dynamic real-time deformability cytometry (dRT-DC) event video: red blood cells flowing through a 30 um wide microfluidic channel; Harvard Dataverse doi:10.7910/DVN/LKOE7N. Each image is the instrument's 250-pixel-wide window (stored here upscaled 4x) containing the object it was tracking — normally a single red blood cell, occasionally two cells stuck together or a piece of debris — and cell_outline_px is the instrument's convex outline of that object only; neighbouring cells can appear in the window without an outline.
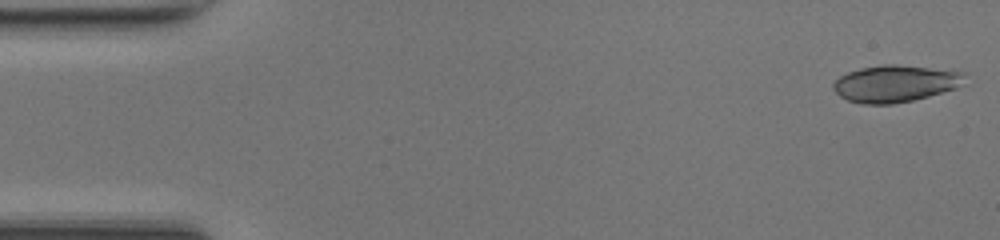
{"species": "common noctule bat (a hibernating species)", "species_latin": "Nyctalus noctula", "temperature_condition": "room temperature", "stored_images_in_passage": 48, "camera_frame_rate_fps": 3000, "um_per_image_px": 0.085, "animal": {"sex": "female", "body_mass_g": 17.0, "forearm_length_mm": 48.0}, "frame": {"image": 1, "passage_image": 1, "time_ms": 0.0, "image_size_px": [1000, 240], "cell_outline_px": [[964, 72], [956, 88], [928, 96], [912, 100], [892, 104], [860, 104], [848, 100], [840, 96], [832, 88], [832, 84], [840, 76], [848, 72], [860, 68], [884, 64], [892, 64]], "centroid_in_image_um": [75.99, 7.11], "position_along_channel_um": 9.0, "area_um2": 27.69}}
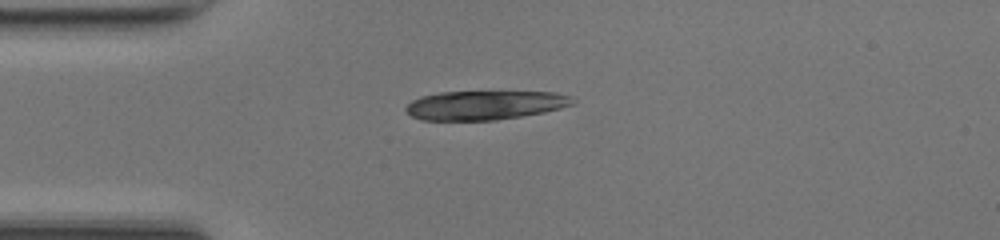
{"frame": {"image": 2, "passage_image": 12, "time_ms": 3.667, "image_size_px": [1000, 240], "cell_outline_px": [[576, 100], [572, 104], [560, 108], [544, 112], [520, 116], [492, 120], [420, 120], [412, 116], [404, 108], [412, 100], [420, 96], [440, 92], [556, 92], [568, 96]], "centroid_in_image_um": [41.18, 8.93], "position_along_channel_um": 43.8, "area_um2": 28.03}}